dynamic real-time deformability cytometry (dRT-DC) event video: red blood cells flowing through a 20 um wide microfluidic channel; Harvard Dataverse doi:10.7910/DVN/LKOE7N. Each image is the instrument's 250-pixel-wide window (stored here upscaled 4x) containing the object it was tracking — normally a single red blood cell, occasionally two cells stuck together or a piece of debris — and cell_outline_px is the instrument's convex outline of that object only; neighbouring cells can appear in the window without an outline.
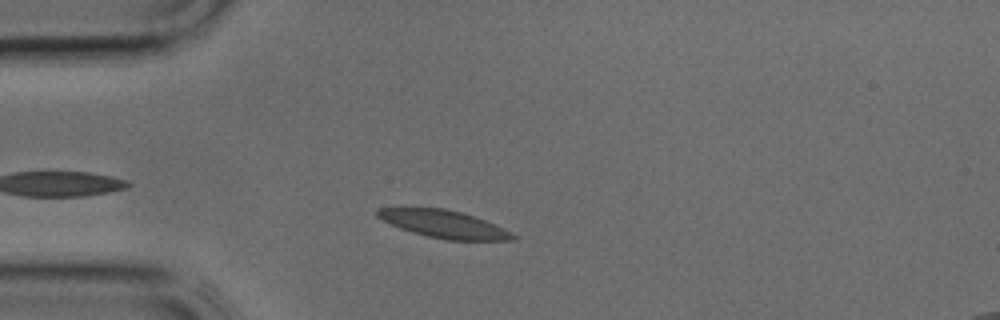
{"species": "common noctule bat (a hibernating species)", "species_latin": "Nyctalus noctula", "temperature_condition": "cold", "stored_images_in_passage": 28, "camera_frame_rate_fps": 3000, "um_per_image_px": 0.085, "animal": {"sex": "male", "body_mass_g": 17.9, "forearm_length_mm": 54.2}, "frame": {"image": 1, "passage_image": 5, "time_ms": 1.333, "image_size_px": [1000, 320], "cell_outline_px": [[516, 236], [512, 240], [448, 240], [428, 236], [412, 232], [400, 228], [376, 216], [376, 208], [400, 204], [444, 208], [460, 212], [484, 220], [512, 232]], "centroid_in_image_um": [37.58, 18.98], "position_along_channel_um": 47.4, "area_um2": 22.31}}
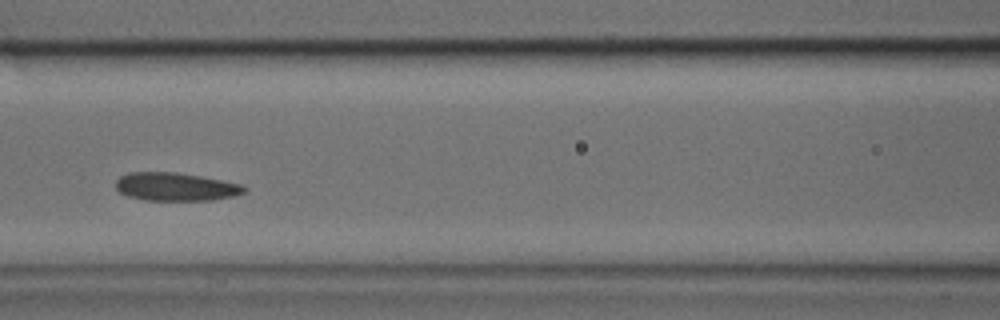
{"frame": {"image": 2, "passage_image": 12, "time_ms": 3.667, "image_size_px": [1000, 320], "cell_outline_px": [[248, 188], [244, 192], [236, 196], [212, 200], [144, 200], [128, 196], [120, 192], [116, 188], [116, 180], [120, 176], [128, 172], [176, 172], [200, 176], [244, 184]], "centroid_in_image_um": [14.96, 15.87], "position_along_channel_um": 151.6, "area_um2": 21.27}}
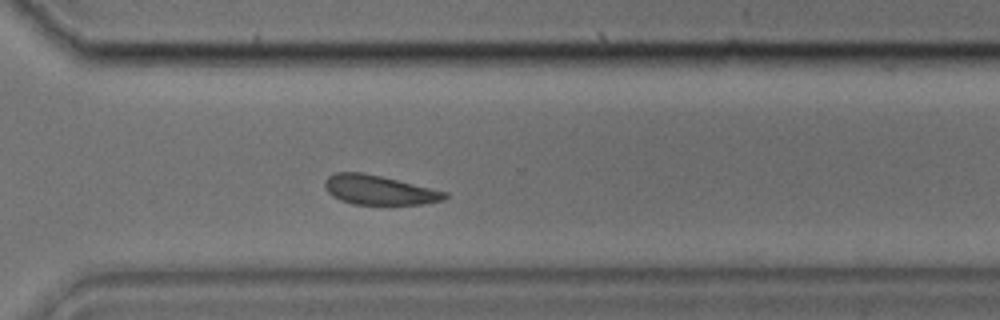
{"frame": {"image": 3, "passage_image": 23, "time_ms": 7.333, "image_size_px": [1000, 320], "cell_outline_px": [[448, 196], [444, 200], [420, 204], [352, 204], [340, 200], [332, 196], [328, 192], [324, 184], [324, 180], [328, 176], [336, 172], [360, 172], [380, 176], [448, 192]], "centroid_in_image_um": [32.19, 16.15], "position_along_channel_um": 338.4, "area_um2": 20.4}}